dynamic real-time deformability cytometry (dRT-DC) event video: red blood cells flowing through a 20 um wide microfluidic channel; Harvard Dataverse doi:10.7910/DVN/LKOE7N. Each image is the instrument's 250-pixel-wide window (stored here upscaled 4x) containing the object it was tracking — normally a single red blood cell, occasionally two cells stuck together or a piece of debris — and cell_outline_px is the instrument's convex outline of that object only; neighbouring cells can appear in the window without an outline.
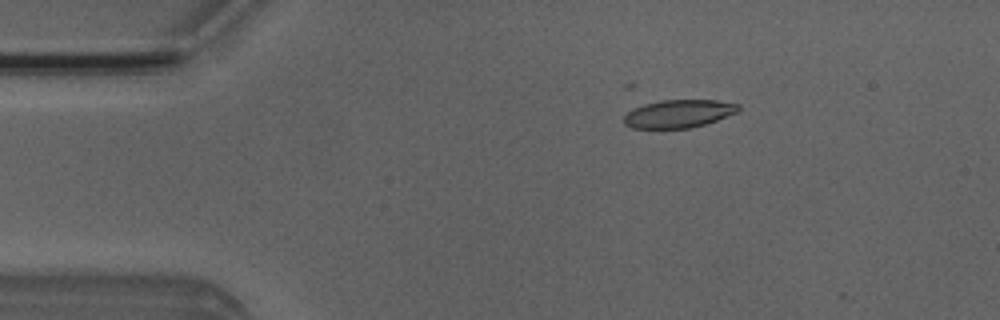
{"species": "Egyptian fruit bat (a non-hibernating species)", "species_latin": "Rousettus aegyptiacus", "temperature_condition": "room temperature", "stored_images_in_passage": 4, "camera_frame_rate_fps": 3000, "um_per_image_px": 0.085, "animal": {"sex": "male"}, "frame": {"image": 1, "passage_image": 4, "time_ms": 4.333, "image_size_px": [1000, 320], "cell_outline_px": [[740, 108], [736, 112], [716, 120], [704, 124], [688, 128], [632, 128], [624, 124], [624, 116], [632, 108], [644, 104], [660, 100], [716, 100], [740, 104]], "centroid_in_image_um": [57.66, 9.65], "position_along_channel_um": 27.3, "area_um2": 18.55}}